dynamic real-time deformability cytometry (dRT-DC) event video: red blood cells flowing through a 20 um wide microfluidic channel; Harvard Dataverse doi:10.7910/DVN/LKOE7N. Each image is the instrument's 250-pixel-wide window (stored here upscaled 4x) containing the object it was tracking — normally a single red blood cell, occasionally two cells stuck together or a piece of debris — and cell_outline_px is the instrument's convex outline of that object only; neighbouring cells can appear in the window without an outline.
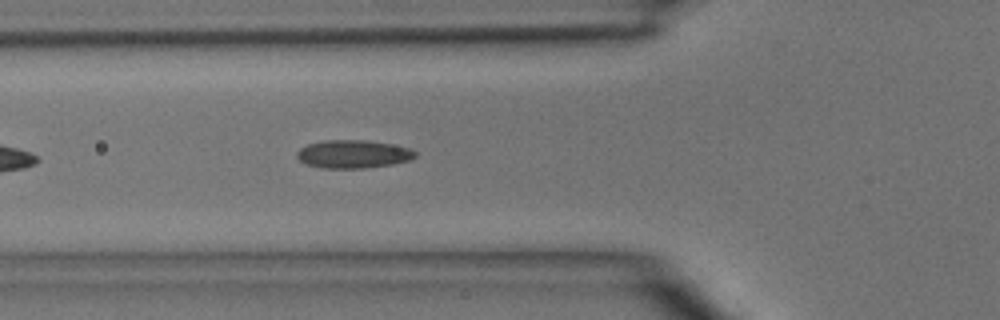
{"species": "common noctule bat (a hibernating species)", "species_latin": "Nyctalus noctula", "temperature_condition": "room temperature", "stored_images_in_passage": 36, "camera_frame_rate_fps": 3000, "um_per_image_px": 0.085, "animal": {"sex": "male", "body_mass_g": 15.6}, "frame": {"image": 1, "passage_image": 6, "time_ms": 1.667, "image_size_px": [1000, 320], "cell_outline_px": [[416, 156], [408, 160], [392, 164], [364, 168], [320, 168], [308, 164], [300, 160], [296, 156], [296, 152], [300, 148], [308, 144], [324, 140], [364, 140], [412, 148], [416, 152]], "centroid_in_image_um": [30.0, 13.1], "position_along_channel_um": 95.8, "area_um2": 19.25}}
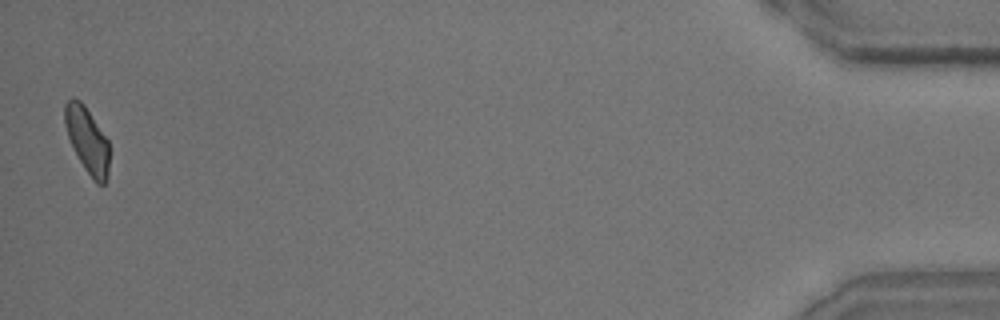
{"frame": {"image": 2, "passage_image": 36, "time_ms": 11.667, "image_size_px": [1000, 320], "cell_outline_px": [[108, 176], [104, 184], [96, 184], [80, 160], [68, 136], [64, 124], [64, 104], [72, 96], [80, 100], [84, 104], [108, 140]], "centroid_in_image_um": [7.4, 11.86], "position_along_channel_um": 427.8, "area_um2": 16.76}}